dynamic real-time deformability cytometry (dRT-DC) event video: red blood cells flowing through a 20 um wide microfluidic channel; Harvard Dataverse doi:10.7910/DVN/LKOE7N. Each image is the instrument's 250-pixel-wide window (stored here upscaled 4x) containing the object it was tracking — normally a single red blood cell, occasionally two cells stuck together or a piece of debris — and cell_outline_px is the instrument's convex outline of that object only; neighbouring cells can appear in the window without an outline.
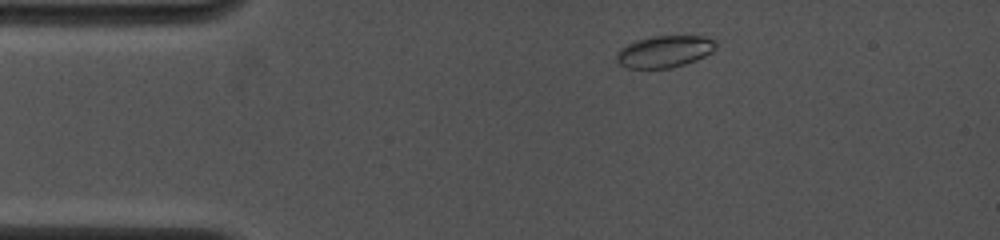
{"species": "common noctule bat (a hibernating species)", "species_latin": "Nyctalus noctula", "temperature_condition": "cold", "stored_images_in_passage": 39, "camera_frame_rate_fps": 4000, "um_per_image_px": 0.085, "animal": {"sex": "female", "body_mass_g": 19.0, "forearm_length_mm": 53.3}, "frame": {"image": 1, "passage_image": 3, "time_ms": 0.75, "image_size_px": [1000, 240], "cell_outline_px": [[716, 48], [712, 52], [696, 60], [672, 68], [628, 68], [620, 64], [616, 60], [616, 52], [620, 48], [636, 40], [652, 36], [704, 36], [716, 40]], "centroid_in_image_um": [56.48, 4.37], "position_along_channel_um": 28.5, "area_um2": 18.5}}
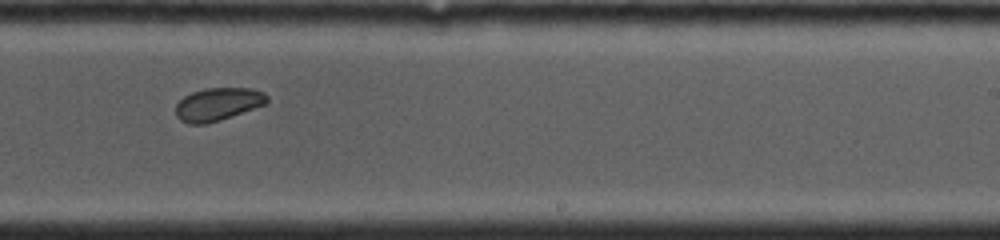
{"frame": {"image": 2, "passage_image": 25, "time_ms": 8.0, "image_size_px": [1000, 240], "cell_outline_px": [[268, 100], [264, 104], [220, 120], [204, 124], [188, 124], [180, 120], [176, 116], [176, 104], [184, 96], [192, 92], [204, 88], [252, 88], [264, 92], [268, 96]], "centroid_in_image_um": [18.49, 8.85], "position_along_channel_um": 270.5, "area_um2": 17.4}}
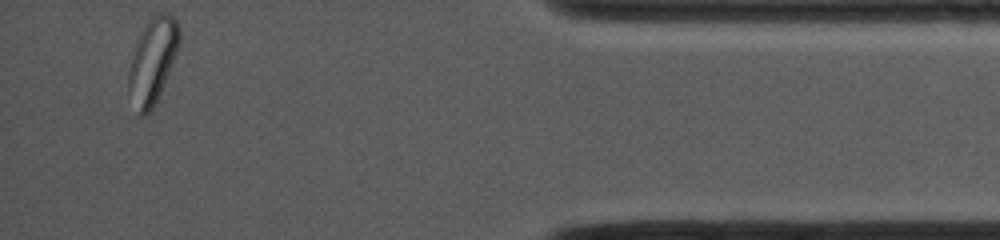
{"frame": {"image": 3, "passage_image": 39, "time_ms": 12.75, "image_size_px": [1000, 240], "cell_outline_px": [[180, 40], [176, 52], [160, 92], [152, 108], [144, 116], [140, 116], [128, 88], [128, 72], [132, 56], [140, 32], [144, 24], [152, 16], [160, 12], [168, 12], [176, 20], [180, 28]], "centroid_in_image_um": [12.97, 5.08], "position_along_channel_um": 422.2, "area_um2": 24.62}}